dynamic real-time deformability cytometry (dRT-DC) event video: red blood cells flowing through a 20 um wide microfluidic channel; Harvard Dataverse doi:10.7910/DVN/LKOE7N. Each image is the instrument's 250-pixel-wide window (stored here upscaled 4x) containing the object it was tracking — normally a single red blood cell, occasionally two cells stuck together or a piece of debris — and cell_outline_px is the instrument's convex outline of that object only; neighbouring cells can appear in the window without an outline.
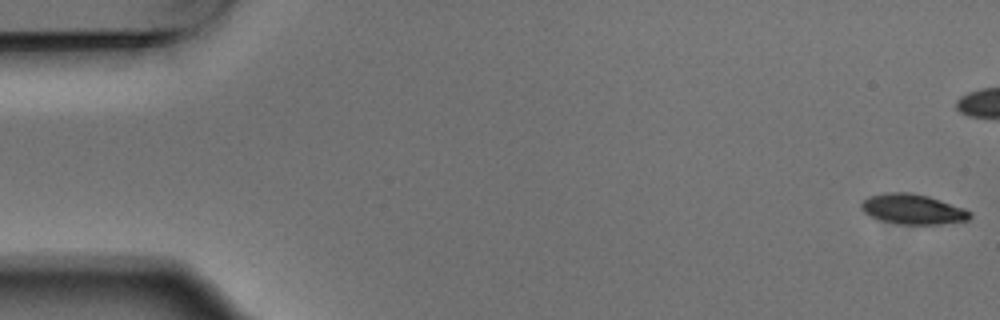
{"species": "Egyptian fruit bat (a non-hibernating species)", "species_latin": "Rousettus aegyptiacus", "temperature_condition": "warm", "stored_images_in_passage": 6, "camera_frame_rate_fps": 3000, "um_per_image_px": 0.085, "animal": {"sex": "male"}, "frame": {"image": 1, "passage_image": 1, "time_ms": 0.0, "image_size_px": [1000, 320], "cell_outline_px": [[972, 216], [968, 220], [940, 224], [904, 224], [880, 220], [864, 212], [860, 208], [860, 204], [868, 196], [888, 192], [908, 192], [928, 196], [964, 208], [972, 212]], "centroid_in_image_um": [77.59, 17.77], "position_along_channel_um": 7.4, "area_um2": 18.96}}
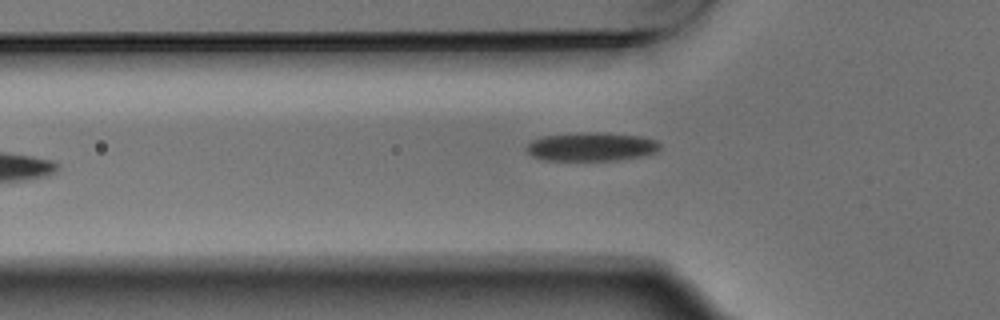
{"frame": {"image": 2, "passage_image": 6, "time_ms": 1.667, "image_size_px": [1000, 320], "cell_outline_px": [[660, 148], [656, 152], [648, 156], [616, 160], [544, 160], [532, 156], [524, 148], [532, 140], [544, 136], [580, 132], [600, 132], [640, 136], [656, 140], [660, 144]], "centroid_in_image_um": [50.29, 12.47], "position_along_channel_um": 75.5, "area_um2": 22.48}}